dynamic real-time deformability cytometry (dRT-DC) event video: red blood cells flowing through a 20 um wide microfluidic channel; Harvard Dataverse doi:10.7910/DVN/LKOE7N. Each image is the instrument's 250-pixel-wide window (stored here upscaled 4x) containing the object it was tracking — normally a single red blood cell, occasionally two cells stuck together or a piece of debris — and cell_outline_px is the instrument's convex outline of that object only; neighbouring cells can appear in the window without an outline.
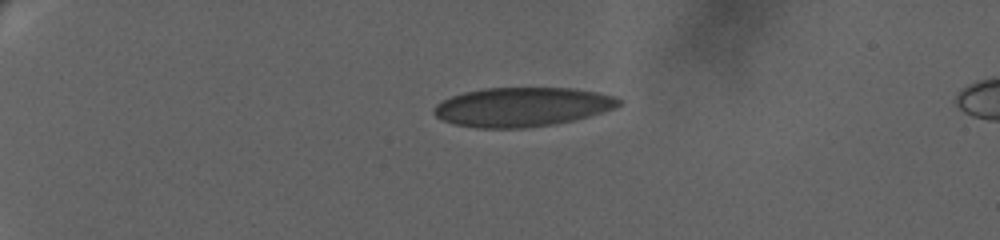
{"species": "human", "species_latin": "Homo sapiens", "temperature_condition": "warm", "stored_images_in_passage": 42, "camera_frame_rate_fps": 3000, "um_per_image_px": 0.085, "donor": {"sex": "female"}, "frame": {"image": 1, "passage_image": 1, "time_ms": 0.0, "image_size_px": [1000, 240], "cell_outline_px": [[624, 100], [616, 108], [588, 116], [556, 124], [524, 128], [476, 128], [456, 124], [444, 120], [436, 116], [432, 112], [436, 104], [452, 96], [464, 92], [484, 88], [576, 88], [616, 96]], "centroid_in_image_um": [44.42, 9.08], "position_along_channel_um": 40.6, "area_um2": 42.25}}
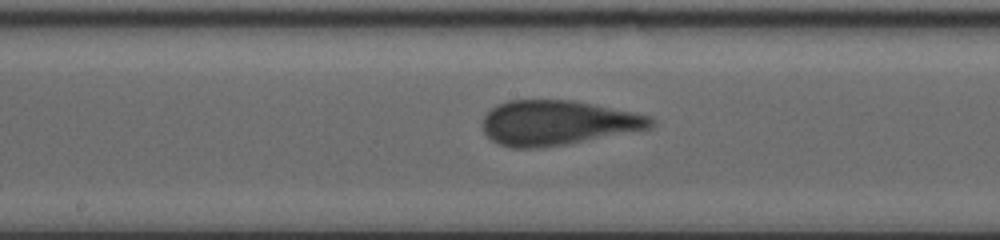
{"frame": {"image": 2, "passage_image": 19, "time_ms": 7.667, "image_size_px": [1000, 240], "cell_outline_px": [[656, 124], [652, 128], [564, 144], [536, 148], [512, 148], [500, 144], [492, 140], [484, 132], [484, 116], [496, 104], [508, 100], [572, 100], [636, 112], [652, 116], [656, 120]], "centroid_in_image_um": [47.44, 10.42], "position_along_channel_um": 200.8, "area_um2": 43.81}}
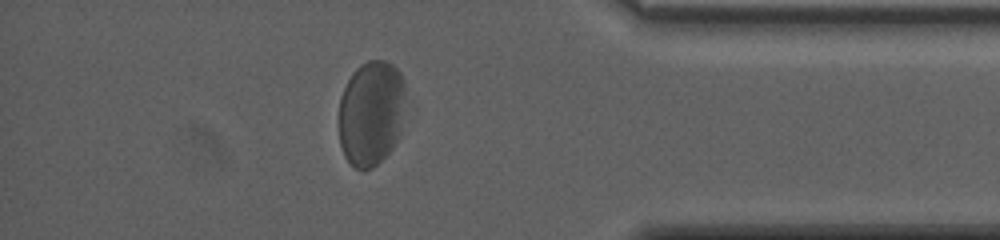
{"frame": {"image": 3, "passage_image": 36, "time_ms": 14.667, "image_size_px": [1000, 240], "cell_outline_px": [[404, 96], [400, 132], [392, 148], [372, 168], [356, 168], [344, 156], [340, 144], [340, 96], [352, 72], [360, 64], [368, 60], [384, 60], [392, 64], [400, 72], [404, 80]], "centroid_in_image_um": [31.54, 9.57], "position_along_channel_um": 403.7, "area_um2": 40.58}, "authors_computed_cell_mechanics": {"area_um2": 42.8876, "velocity_mm_per_s": 3.1253, "shape_relaxation_time_tau1_ms": 8.7526, "shape_relaxation_time_tau2_ms": null, "deformation_change_tau1": 0.1777, "deformation_change_tau2": null}}